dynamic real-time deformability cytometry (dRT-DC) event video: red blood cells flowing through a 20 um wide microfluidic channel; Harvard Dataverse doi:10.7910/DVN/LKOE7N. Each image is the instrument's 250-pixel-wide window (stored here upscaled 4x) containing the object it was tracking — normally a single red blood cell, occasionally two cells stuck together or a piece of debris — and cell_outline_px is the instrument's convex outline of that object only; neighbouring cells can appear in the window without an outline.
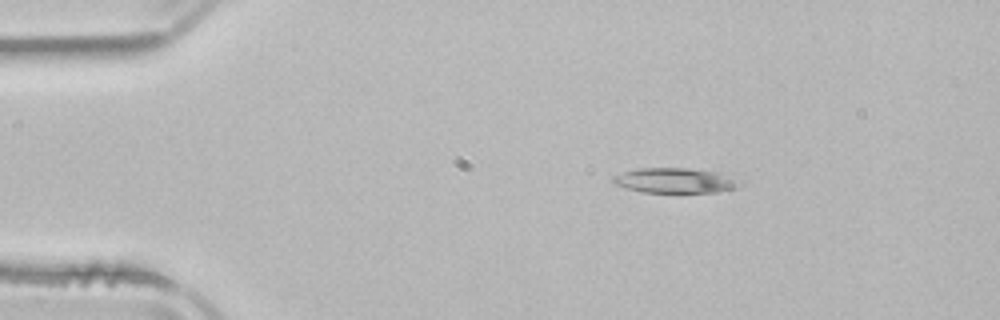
{"species": "common noctule bat (a hibernating species)", "species_latin": "Nyctalus noctula", "temperature_condition": "room temperature", "stored_images_in_passage": 3, "camera_frame_rate_fps": 3000, "um_per_image_px": 0.085, "animal": {"sex": "male", "body_mass_g": 21.5, "forearm_length_mm": 52.0}, "frame": {"image": 1, "passage_image": 1, "time_ms": 0.0, "image_size_px": [1000, 320], "cell_outline_px": [[736, 188], [716, 192], [640, 192], [616, 184], [612, 180], [612, 176], [624, 172], [640, 168], [688, 168], [716, 172], [732, 176]], "centroid_in_image_um": [57.3, 15.34], "position_along_channel_um": 27.7, "area_um2": 17.98}}
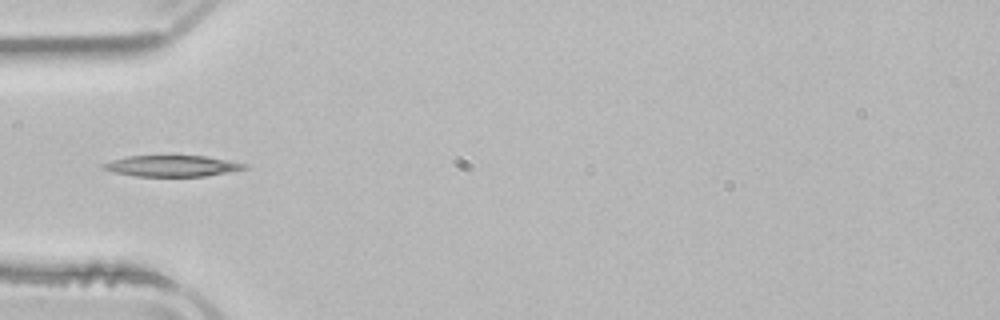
{"frame": {"image": 2, "passage_image": 3, "time_ms": 2.667, "image_size_px": [1000, 320], "cell_outline_px": [[248, 168], [228, 172], [204, 176], [136, 176], [112, 172], [100, 168], [100, 164], [112, 160], [128, 156], [204, 156], [248, 164]], "centroid_in_image_um": [14.57, 14.11], "position_along_channel_um": 70.4, "area_um2": 17.28}}